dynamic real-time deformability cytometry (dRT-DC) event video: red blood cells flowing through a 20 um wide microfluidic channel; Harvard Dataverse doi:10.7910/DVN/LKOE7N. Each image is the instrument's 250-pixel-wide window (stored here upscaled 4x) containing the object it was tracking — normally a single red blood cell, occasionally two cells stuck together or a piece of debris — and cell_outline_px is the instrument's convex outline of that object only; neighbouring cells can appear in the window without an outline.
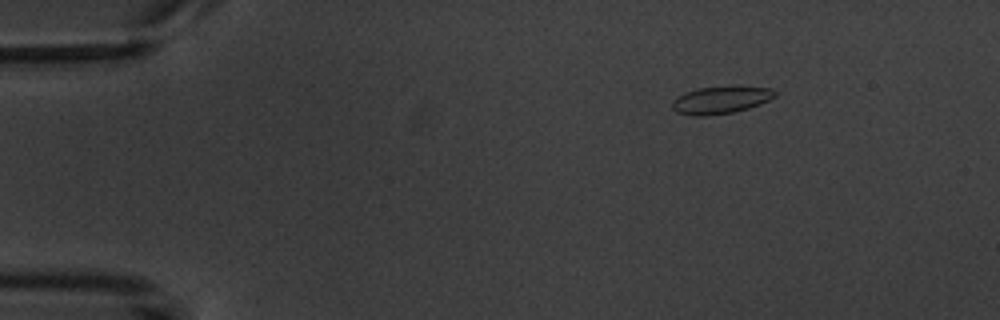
{"species": "common noctule bat (a hibernating species)", "species_latin": "Nyctalus noctula", "temperature_condition": "warm", "stored_images_in_passage": 11, "camera_frame_rate_fps": 3000, "um_per_image_px": 0.085, "animal": {"sex": "male", "body_mass_g": 20.1, "forearm_length_mm": 53.5}, "frame": {"image": 1, "passage_image": 2, "time_ms": 2.333, "image_size_px": [1000, 320], "cell_outline_px": [[776, 96], [760, 104], [748, 108], [732, 112], [704, 116], [692, 116], [676, 112], [672, 108], [672, 100], [676, 96], [700, 88], [772, 88], [776, 92]], "centroid_in_image_um": [61.2, 8.54], "position_along_channel_um": 23.8, "area_um2": 15.78}}
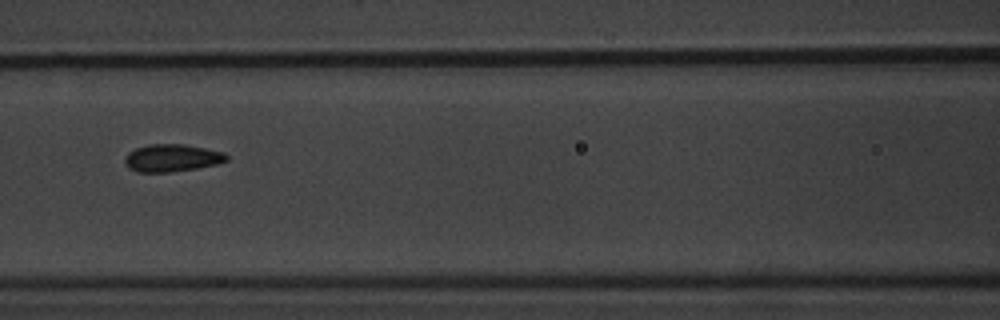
{"frame": {"image": 2, "passage_image": 7, "time_ms": 8.0, "image_size_px": [1000, 320], "cell_outline_px": [[228, 160], [216, 164], [196, 168], [168, 172], [140, 172], [128, 168], [124, 160], [128, 152], [136, 148], [148, 144], [184, 144], [224, 152], [228, 156]], "centroid_in_image_um": [14.6, 13.42], "position_along_channel_um": 152.0, "area_um2": 16.18}}
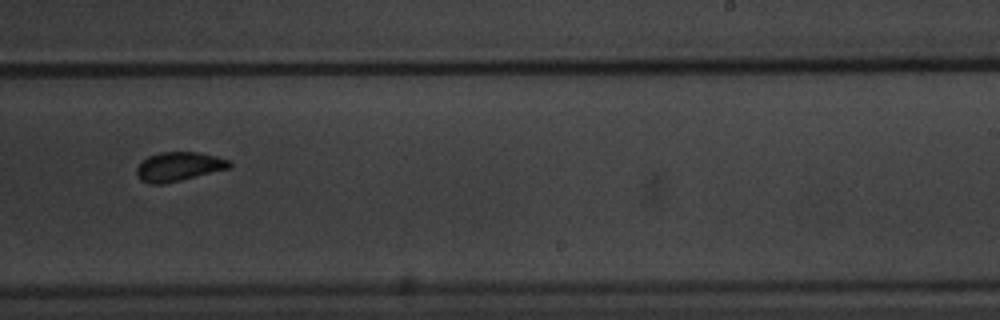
{"frame": {"image": 3, "passage_image": 10, "time_ms": 11.333, "image_size_px": [1000, 320], "cell_outline_px": [[232, 164], [228, 168], [164, 184], [152, 184], [140, 180], [136, 176], [136, 168], [148, 156], [160, 152], [196, 152], [216, 156], [228, 160]], "centroid_in_image_um": [15.14, 14.16], "position_along_channel_um": 273.9, "area_um2": 15.49}}